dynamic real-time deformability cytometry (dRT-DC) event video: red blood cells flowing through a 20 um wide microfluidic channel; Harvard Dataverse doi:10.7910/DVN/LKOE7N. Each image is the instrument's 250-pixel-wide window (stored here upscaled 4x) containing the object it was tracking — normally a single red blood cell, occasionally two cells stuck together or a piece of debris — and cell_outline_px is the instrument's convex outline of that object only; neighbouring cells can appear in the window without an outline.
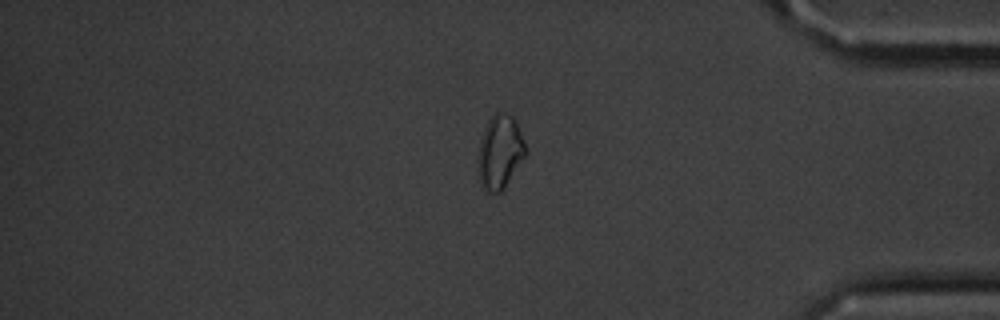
{"species": "common noctule bat (a hibernating species)", "species_latin": "Nyctalus noctula", "temperature_condition": "cold", "stored_images_in_passage": 15, "segment_of_instrument_passage": [2, 2], "camera_frame_rate_fps": 3000, "um_per_image_px": 0.085, "animal": {"sex": "male", "body_mass_g": 20.1, "forearm_length_mm": 53.5}, "frame": {"image": 1, "passage_image": 15, "time_ms": 18.667, "image_size_px": [1000, 320], "cell_outline_px": [[528, 152], [500, 192], [488, 192], [480, 184], [476, 160], [480, 144], [488, 120], [496, 112], [504, 112], [512, 116], [516, 124]], "centroid_in_image_um": [42.47, 12.93], "position_along_channel_um": 392.7, "area_um2": 20.06}}